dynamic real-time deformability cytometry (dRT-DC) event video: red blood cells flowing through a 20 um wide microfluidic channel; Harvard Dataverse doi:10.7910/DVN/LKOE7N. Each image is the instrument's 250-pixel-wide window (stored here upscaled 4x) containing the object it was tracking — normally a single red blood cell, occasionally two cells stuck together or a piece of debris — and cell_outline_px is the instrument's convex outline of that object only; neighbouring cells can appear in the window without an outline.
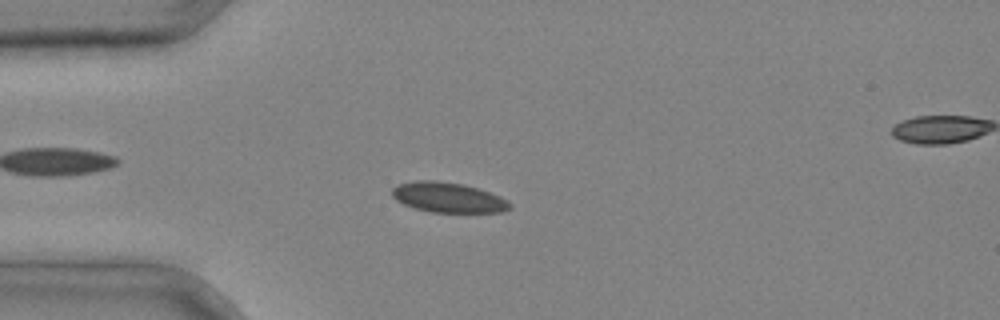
{"species": "common noctule bat (a hibernating species)", "species_latin": "Nyctalus noctula", "temperature_condition": "cold", "stored_images_in_passage": 5, "segment_of_instrument_passage": [1, 2], "camera_frame_rate_fps": 3000, "um_per_image_px": 0.085, "animal": {"sex": "male", "body_mass_g": 20.4}, "frame": {"image": 1, "passage_image": 4, "time_ms": 1.0, "image_size_px": [1000, 320], "cell_outline_px": [[512, 208], [504, 212], [432, 212], [416, 208], [404, 204], [396, 200], [392, 196], [392, 188], [396, 184], [416, 180], [436, 180], [464, 184], [500, 196], [508, 200], [512, 204]], "centroid_in_image_um": [38.1, 16.78], "position_along_channel_um": 46.9, "area_um2": 20.75}}